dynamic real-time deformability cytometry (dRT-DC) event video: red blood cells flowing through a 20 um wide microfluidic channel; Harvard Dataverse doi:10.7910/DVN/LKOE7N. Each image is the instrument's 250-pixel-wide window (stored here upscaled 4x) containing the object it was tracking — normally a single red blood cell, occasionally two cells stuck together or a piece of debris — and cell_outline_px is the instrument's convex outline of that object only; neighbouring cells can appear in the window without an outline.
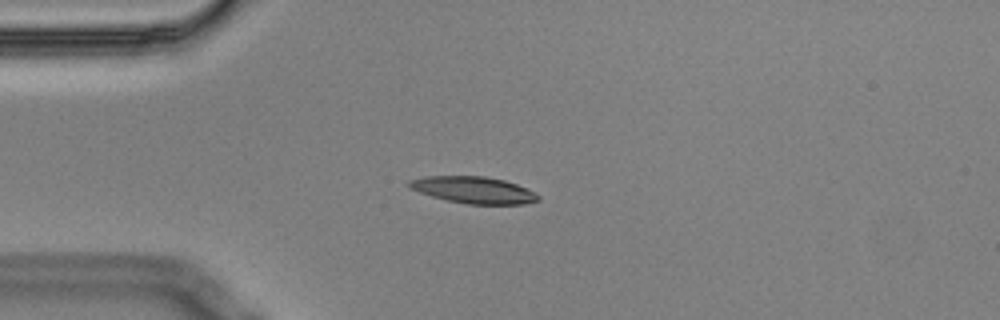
{"species": "Egyptian fruit bat (a non-hibernating species)", "species_latin": "Rousettus aegyptiacus", "temperature_condition": "cold", "stored_images_in_passage": 5, "camera_frame_rate_fps": 3000, "um_per_image_px": 0.085, "animal": {"sex": "male"}, "frame": {"image": 1, "passage_image": 4, "time_ms": 1.0, "image_size_px": [1000, 320], "cell_outline_px": [[540, 200], [524, 204], [468, 204], [448, 200], [432, 196], [408, 188], [408, 180], [428, 176], [484, 176], [504, 180], [516, 184], [536, 192], [540, 196]], "centroid_in_image_um": [40.28, 16.14], "position_along_channel_um": 44.7, "area_um2": 20.06}}